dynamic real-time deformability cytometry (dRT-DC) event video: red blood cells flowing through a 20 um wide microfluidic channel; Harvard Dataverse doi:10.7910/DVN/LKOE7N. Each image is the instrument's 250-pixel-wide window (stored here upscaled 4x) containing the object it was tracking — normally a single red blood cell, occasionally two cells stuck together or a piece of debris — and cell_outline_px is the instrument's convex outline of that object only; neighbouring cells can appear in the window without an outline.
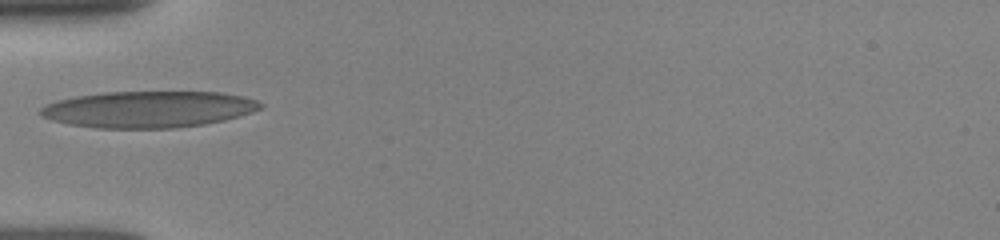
{"species": "human", "species_latin": "Homo sapiens", "temperature_condition": "room temperature", "stored_images_in_passage": 28, "camera_frame_rate_fps": 3000, "um_per_image_px": 0.085, "donor": {"sex": "female"}, "frame": {"image": 1, "passage_image": 1, "time_ms": 0.0, "image_size_px": [1000, 240], "cell_outline_px": [[264, 104], [260, 108], [252, 112], [224, 120], [204, 124], [172, 128], [96, 128], [68, 124], [52, 120], [40, 116], [40, 108], [56, 100], [76, 96], [104, 92], [220, 92], [244, 96], [256, 100]], "centroid_in_image_um": [12.61, 9.29], "position_along_channel_um": 72.4, "area_um2": 46.76}}
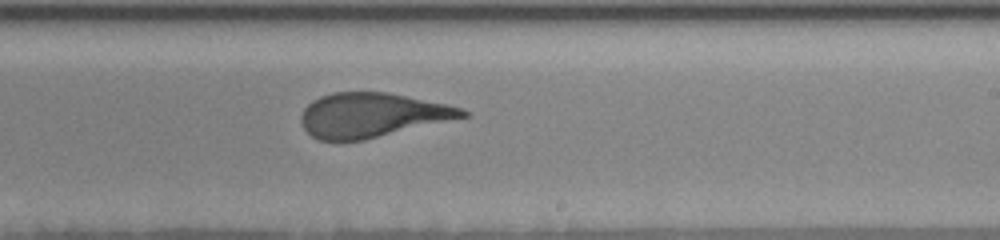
{"frame": {"image": 2, "passage_image": 15, "time_ms": 4.667, "image_size_px": [1000, 240], "cell_outline_px": [[468, 116], [364, 140], [320, 140], [312, 136], [304, 128], [300, 120], [300, 116], [304, 108], [312, 100], [320, 96], [332, 92], [388, 92], [444, 104], [460, 108], [468, 112]], "centroid_in_image_um": [31.56, 9.78], "position_along_channel_um": 257.4, "area_um2": 41.33}}
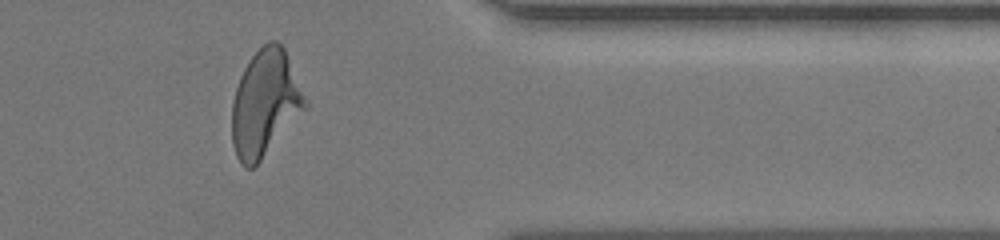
{"frame": {"image": 3, "passage_image": 26, "time_ms": 8.333, "image_size_px": [1000, 240], "cell_outline_px": [[308, 104], [260, 160], [252, 168], [244, 168], [236, 156], [232, 144], [232, 104], [236, 88], [240, 76], [244, 68], [252, 56], [268, 40], [276, 40], [284, 48], [308, 100]], "centroid_in_image_um": [22.51, 8.75], "position_along_channel_um": 388.9, "area_um2": 44.62}, "authors_computed_cell_mechanics": {"area_um2": 42.8876, "velocity_mm_per_s": 3.9474, "shape_relaxation_time_tau1_ms": 5.6135, "shape_relaxation_time_tau2_ms": 0.9423, "deformation_change_tau1": 0.2377, "deformation_change_tau2": 0.0998}}